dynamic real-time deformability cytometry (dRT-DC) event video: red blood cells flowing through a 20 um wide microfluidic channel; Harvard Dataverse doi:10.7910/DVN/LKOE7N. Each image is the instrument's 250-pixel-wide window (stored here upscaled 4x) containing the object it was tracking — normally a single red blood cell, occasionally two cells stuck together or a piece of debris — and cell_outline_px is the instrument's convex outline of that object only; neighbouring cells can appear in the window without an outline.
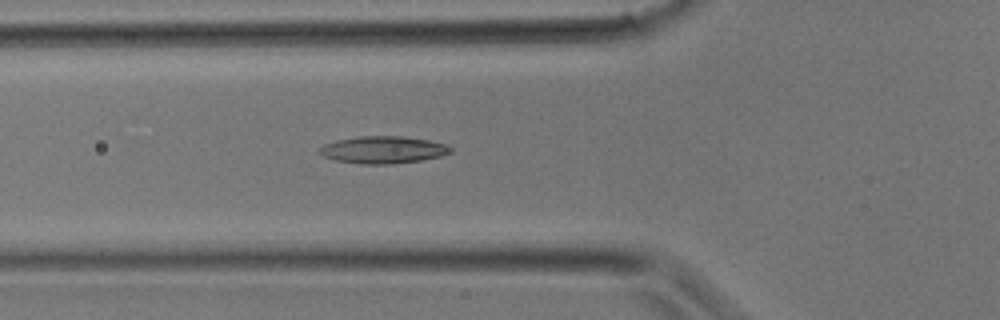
{"species": "common noctule bat (a hibernating species)", "species_latin": "Nyctalus noctula", "temperature_condition": "room temperature", "stored_images_in_passage": 10, "camera_frame_rate_fps": 3000, "um_per_image_px": 0.085, "animal": {"sex": "male", "body_mass_g": 17.9}, "frame": {"image": 1, "passage_image": 6, "time_ms": 1.667, "image_size_px": [1000, 320], "cell_outline_px": [[452, 152], [440, 156], [420, 160], [392, 164], [360, 164], [336, 160], [324, 156], [320, 152], [320, 148], [324, 144], [336, 140], [360, 136], [404, 136], [428, 140], [444, 144], [452, 148]], "centroid_in_image_um": [32.57, 12.73], "position_along_channel_um": 93.2, "area_um2": 20.63}}
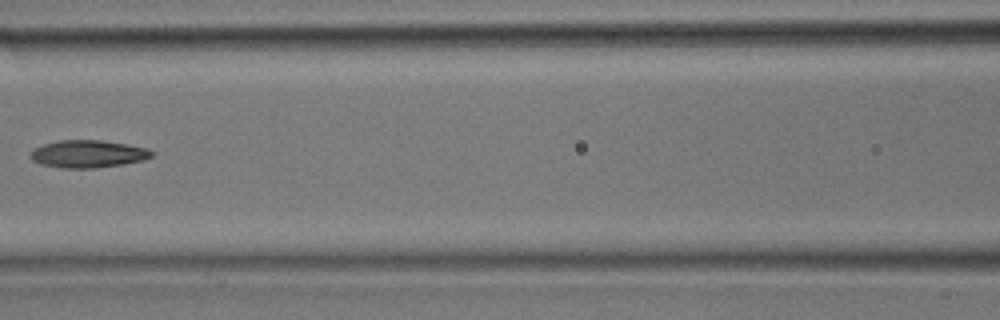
{"frame": {"image": 2, "passage_image": 9, "time_ms": 2.667, "image_size_px": [1000, 320], "cell_outline_px": [[152, 156], [140, 160], [124, 164], [92, 168], [64, 168], [40, 164], [32, 160], [28, 156], [36, 148], [44, 144], [60, 140], [104, 140], [128, 144], [148, 148], [152, 152]], "centroid_in_image_um": [7.47, 13.08], "position_along_channel_um": 159.1, "area_um2": 19.31}}